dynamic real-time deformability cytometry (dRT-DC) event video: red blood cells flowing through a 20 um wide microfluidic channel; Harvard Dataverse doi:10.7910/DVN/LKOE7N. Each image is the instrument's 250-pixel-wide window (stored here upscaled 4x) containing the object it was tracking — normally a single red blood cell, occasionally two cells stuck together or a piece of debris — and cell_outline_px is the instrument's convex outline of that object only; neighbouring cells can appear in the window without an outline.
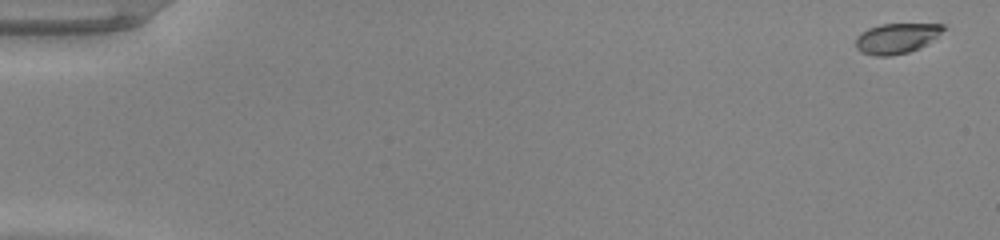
{"species": "common noctule bat (a hibernating species)", "species_latin": "Nyctalus noctula", "temperature_condition": "warm", "stored_images_in_passage": 53, "camera_frame_rate_fps": 3000, "um_per_image_px": 0.085, "animal": {"sex": "male", "body_mass_g": 20.0, "forearm_length_mm": 53.3}, "frame": {"image": 1, "passage_image": 2, "time_ms": 0.333, "image_size_px": [1000, 240], "cell_outline_px": [[948, 28], [920, 48], [908, 52], [892, 56], [876, 56], [860, 52], [856, 48], [856, 36], [868, 28], [880, 24], [944, 24]], "centroid_in_image_um": [76.2, 3.26], "position_along_channel_um": 8.8, "area_um2": 15.55}}
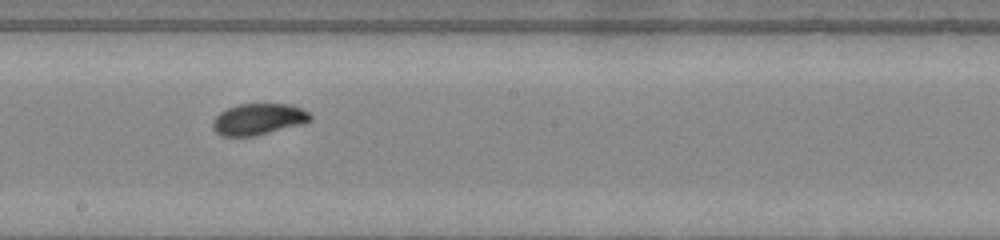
{"frame": {"image": 2, "passage_image": 31, "time_ms": 10.0, "image_size_px": [1000, 240], "cell_outline_px": [[312, 120], [300, 124], [256, 136], [220, 136], [212, 128], [212, 120], [220, 112], [228, 108], [240, 104], [288, 104], [300, 108], [308, 112], [312, 116]], "centroid_in_image_um": [21.93, 10.14], "position_along_channel_um": 226.3, "area_um2": 17.74}}
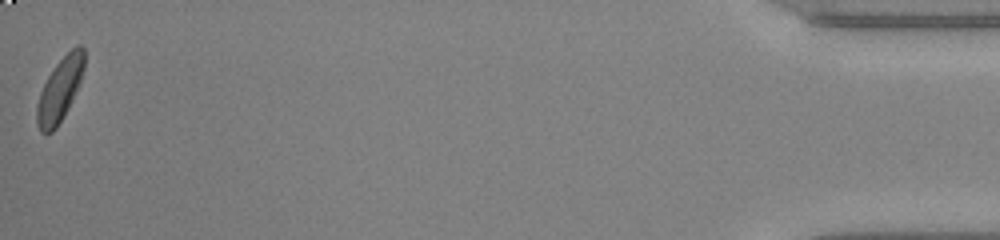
{"frame": {"image": 3, "passage_image": 53, "time_ms": 17.333, "image_size_px": [1000, 240], "cell_outline_px": [[84, 68], [80, 84], [68, 108], [56, 128], [52, 132], [40, 132], [36, 124], [36, 104], [40, 92], [48, 76], [56, 64], [76, 44], [80, 44], [84, 48]], "centroid_in_image_um": [5.08, 7.62], "position_along_channel_um": 430.1, "area_um2": 17.51}, "authors_computed_cell_mechanics": {"area_um2": 17.3978, "velocity_mm_per_s": 4.0025, "shape_relaxation_time_tau1_ms": 2.8416, "shape_relaxation_time_tau2_ms": 0.7153, "deformation_change_tau1": 0.128, "deformation_change_tau2": 0.0425}}